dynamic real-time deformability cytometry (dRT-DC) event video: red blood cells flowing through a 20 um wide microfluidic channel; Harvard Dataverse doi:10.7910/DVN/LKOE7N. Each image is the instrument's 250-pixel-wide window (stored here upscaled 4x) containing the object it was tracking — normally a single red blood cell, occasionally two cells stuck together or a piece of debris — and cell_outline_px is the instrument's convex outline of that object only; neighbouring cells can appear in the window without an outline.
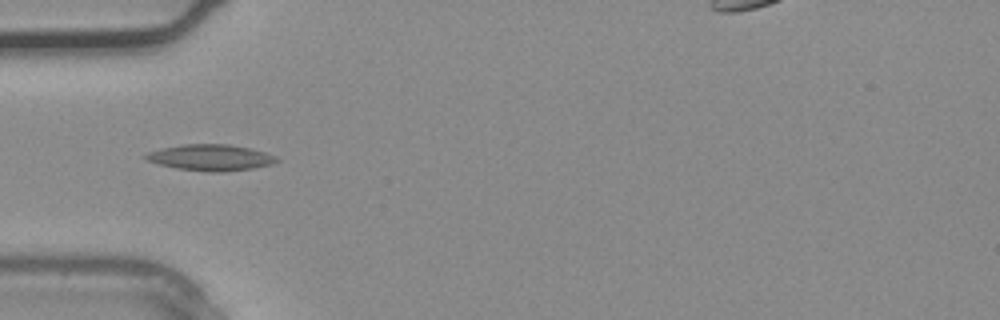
{"species": "common noctule bat (a hibernating species)", "species_latin": "Nyctalus noctula", "temperature_condition": "warm", "stored_images_in_passage": 2, "camera_frame_rate_fps": 3000, "um_per_image_px": 0.085, "animal": {"sex": "male", "body_mass_g": 20.4}, "frame": {"image": 1, "passage_image": 2, "time_ms": 0.333, "image_size_px": [1000, 320], "cell_outline_px": [[280, 160], [272, 164], [252, 168], [220, 172], [208, 172], [176, 168], [144, 160], [144, 156], [148, 152], [160, 148], [184, 144], [228, 144], [248, 148], [264, 152], [276, 156]], "centroid_in_image_um": [17.87, 13.39], "position_along_channel_um": 67.1, "area_um2": 19.88}}